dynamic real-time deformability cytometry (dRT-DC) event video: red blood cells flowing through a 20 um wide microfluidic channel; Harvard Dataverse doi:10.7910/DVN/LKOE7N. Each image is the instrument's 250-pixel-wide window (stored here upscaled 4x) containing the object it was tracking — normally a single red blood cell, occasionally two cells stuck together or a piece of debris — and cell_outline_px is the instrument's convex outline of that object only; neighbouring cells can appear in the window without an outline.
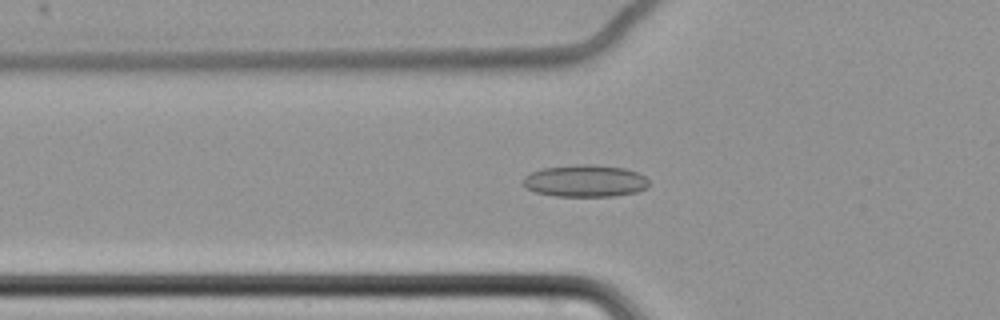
{"species": "common noctule bat (a hibernating species)", "species_latin": "Nyctalus noctula", "temperature_condition": "cold", "stored_images_in_passage": 64, "camera_frame_rate_fps": 3000, "um_per_image_px": 0.085, "animal": {"sex": "female", "body_mass_g": 22.7, "forearm_length_mm": 54.2}, "frame": {"image": 1, "passage_image": 25, "time_ms": 8.0, "image_size_px": [1000, 320], "cell_outline_px": [[648, 188], [636, 192], [616, 196], [556, 196], [536, 192], [524, 188], [524, 176], [540, 168], [576, 164], [592, 164], [624, 168], [636, 172], [644, 176], [648, 180]], "centroid_in_image_um": [49.73, 15.37], "position_along_channel_um": 76.1, "area_um2": 23.64}}
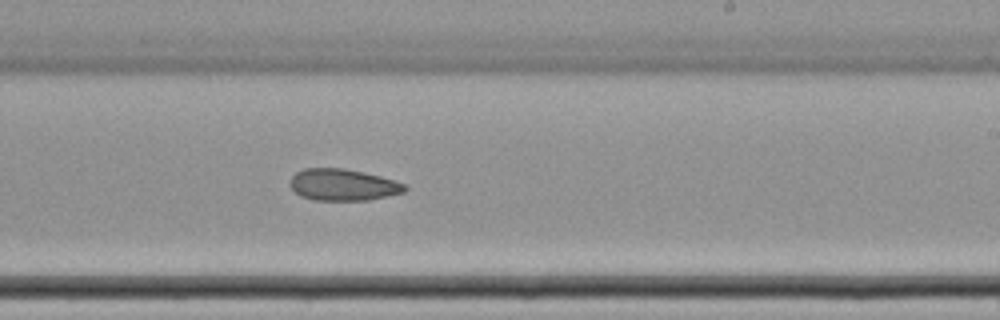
{"frame": {"image": 2, "passage_image": 41, "time_ms": 13.333, "image_size_px": [1000, 320], "cell_outline_px": [[408, 188], [404, 192], [388, 196], [368, 200], [316, 200], [300, 196], [288, 184], [288, 180], [296, 172], [304, 168], [344, 168], [380, 176], [404, 184]], "centroid_in_image_um": [29.11, 15.71], "position_along_channel_um": 259.9, "area_um2": 21.15}}
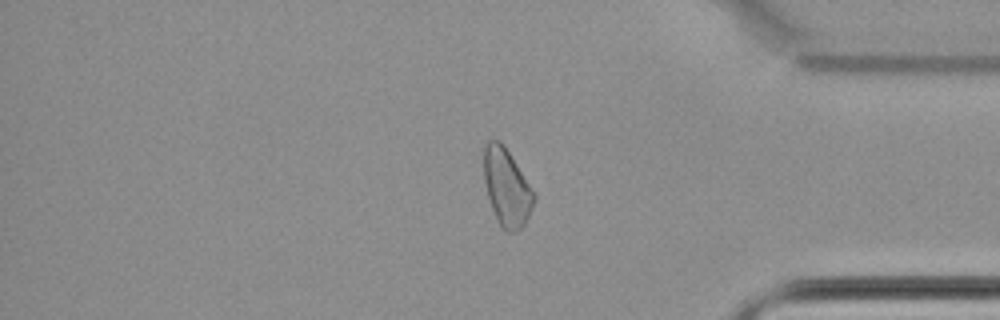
{"frame": {"image": 3, "passage_image": 54, "time_ms": 17.667, "image_size_px": [1000, 320], "cell_outline_px": [[536, 200], [524, 224], [516, 232], [508, 232], [500, 224], [492, 208], [488, 196], [484, 180], [484, 144], [488, 140], [500, 140], [504, 144], [536, 196]], "centroid_in_image_um": [43.06, 15.9], "position_along_channel_um": 392.1, "area_um2": 22.25}}